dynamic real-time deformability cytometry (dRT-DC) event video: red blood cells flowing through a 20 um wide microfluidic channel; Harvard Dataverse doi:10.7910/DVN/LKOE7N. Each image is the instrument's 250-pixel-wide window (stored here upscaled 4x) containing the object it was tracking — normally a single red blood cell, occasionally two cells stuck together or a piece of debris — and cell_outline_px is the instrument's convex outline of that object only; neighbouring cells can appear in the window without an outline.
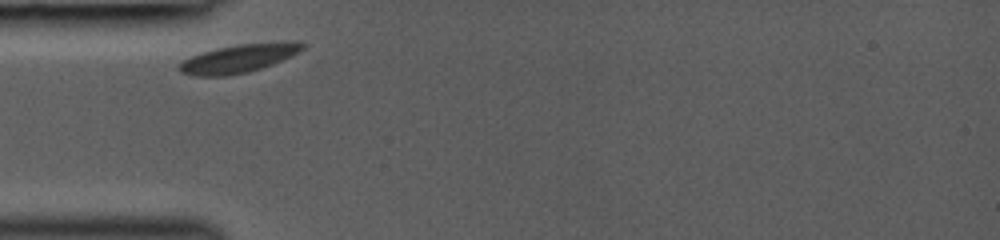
{"species": "common noctule bat (a hibernating species)", "species_latin": "Nyctalus noctula", "temperature_condition": "room temperature", "stored_images_in_passage": 15, "camera_frame_rate_fps": 3000, "um_per_image_px": 0.085, "animal": {"sex": "female", "body_mass_g": 19.0, "forearm_length_mm": 53.3}, "frame": {"image": 1, "passage_image": 1, "time_ms": 0.0, "image_size_px": [1000, 240], "cell_outline_px": [[304, 48], [272, 64], [248, 72], [224, 76], [196, 76], [180, 72], [180, 64], [184, 60], [192, 56], [216, 48], [240, 44], [304, 44]], "centroid_in_image_um": [20.12, 5.02], "position_along_channel_um": 64.9, "area_um2": 19.02}}
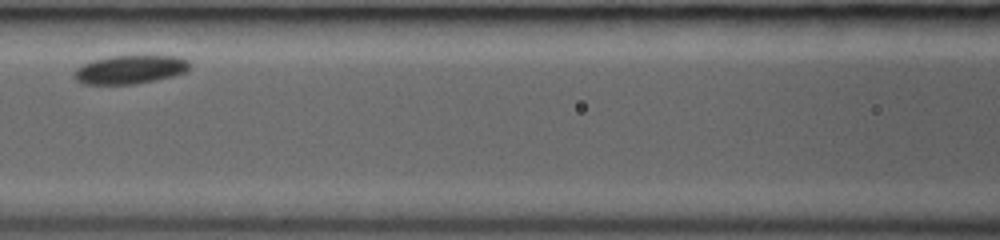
{"frame": {"image": 2, "passage_image": 7, "time_ms": 2.333, "image_size_px": [1000, 240], "cell_outline_px": [[188, 68], [184, 72], [172, 76], [156, 80], [132, 84], [84, 84], [76, 80], [76, 68], [92, 60], [108, 56], [180, 56], [188, 60]], "centroid_in_image_um": [11.05, 5.9], "position_along_channel_um": 155.5, "area_um2": 18.96}}
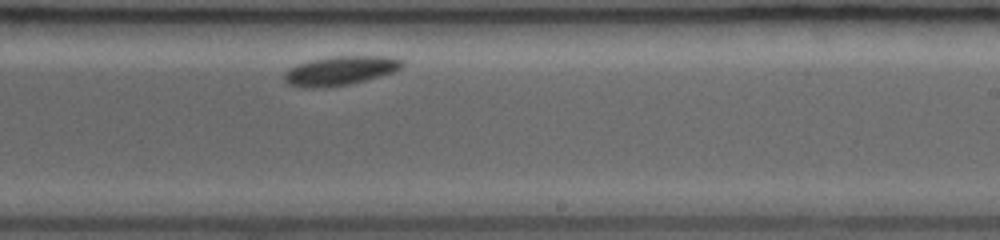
{"frame": {"image": 3, "passage_image": 15, "time_ms": 5.0, "image_size_px": [1000, 240], "cell_outline_px": [[404, 64], [400, 68], [392, 72], [364, 80], [348, 84], [324, 88], [304, 88], [288, 84], [284, 80], [284, 72], [300, 64], [312, 60], [332, 56], [392, 56], [404, 60]], "centroid_in_image_um": [28.93, 6.01], "position_along_channel_um": 260.1, "area_um2": 19.83}}